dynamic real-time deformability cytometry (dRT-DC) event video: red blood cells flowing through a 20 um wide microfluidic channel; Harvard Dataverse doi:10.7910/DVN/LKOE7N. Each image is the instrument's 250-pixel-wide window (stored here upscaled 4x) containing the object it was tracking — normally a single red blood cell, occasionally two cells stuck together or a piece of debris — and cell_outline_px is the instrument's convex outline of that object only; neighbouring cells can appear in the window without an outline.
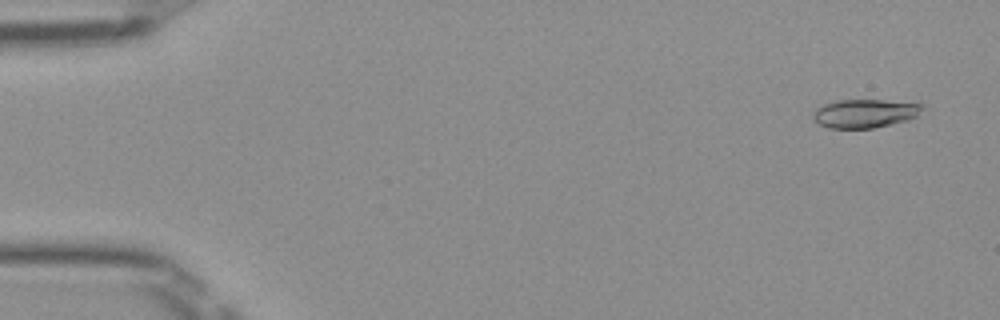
{"species": "Egyptian fruit bat (a non-hibernating species)", "species_latin": "Rousettus aegyptiacus", "temperature_condition": "room temperature", "stored_images_in_passage": 51, "camera_frame_rate_fps": 3000, "um_per_image_px": 0.085, "frame": {"image": 1, "passage_image": 3, "time_ms": 0.667, "image_size_px": [1000, 320], "cell_outline_px": [[924, 108], [916, 116], [908, 120], [872, 128], [828, 128], [812, 120], [812, 116], [816, 108], [824, 104], [836, 100], [884, 100], [924, 104]], "centroid_in_image_um": [73.49, 9.64], "position_along_channel_um": 11.5, "area_um2": 18.21}}
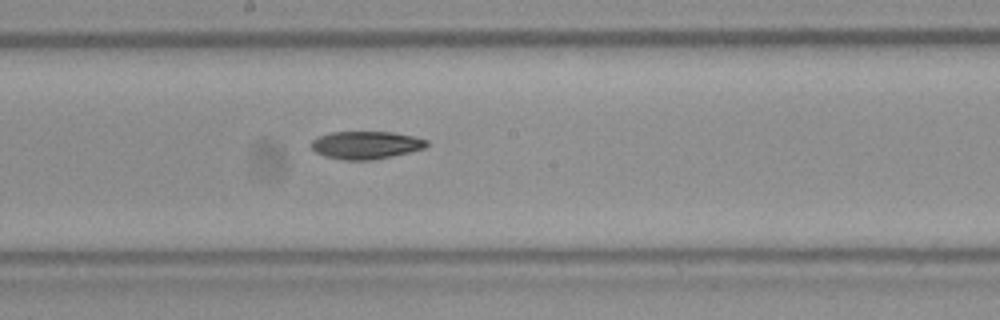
{"frame": {"image": 2, "passage_image": 28, "time_ms": 9.0, "image_size_px": [1000, 320], "cell_outline_px": [[428, 144], [424, 148], [408, 152], [368, 160], [344, 160], [324, 156], [316, 152], [312, 148], [312, 140], [320, 136], [332, 132], [392, 132], [412, 136], [428, 140]], "centroid_in_image_um": [31.09, 12.32], "position_along_channel_um": 217.1, "area_um2": 18.32}}
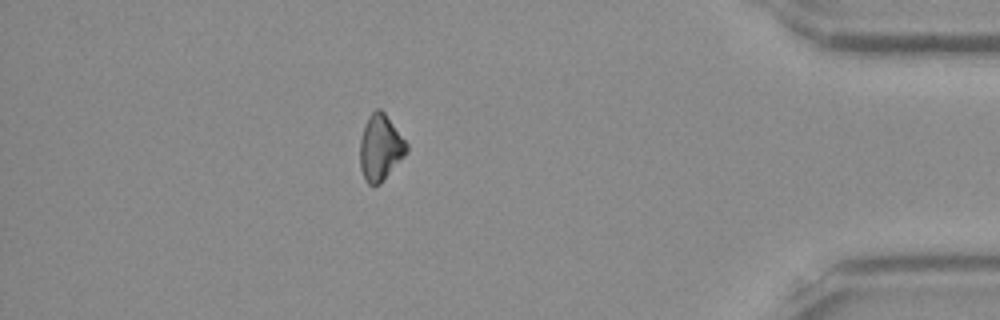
{"frame": {"image": 3, "passage_image": 45, "time_ms": 14.667, "image_size_px": [1000, 320], "cell_outline_px": [[408, 152], [380, 184], [368, 184], [364, 180], [360, 168], [360, 140], [368, 116], [376, 108], [380, 108], [384, 112], [408, 144]], "centroid_in_image_um": [32.33, 12.56], "position_along_channel_um": 402.9, "area_um2": 17.86}, "authors_computed_cell_mechanics": {"area_um2": 18.7272, "velocity_mm_per_s": 4.0075, "shape_relaxation_time_tau1_ms": 5.1347, "shape_relaxation_time_tau2_ms": null, "deformation_change_tau1": 0.1236, "deformation_change_tau2": null}}